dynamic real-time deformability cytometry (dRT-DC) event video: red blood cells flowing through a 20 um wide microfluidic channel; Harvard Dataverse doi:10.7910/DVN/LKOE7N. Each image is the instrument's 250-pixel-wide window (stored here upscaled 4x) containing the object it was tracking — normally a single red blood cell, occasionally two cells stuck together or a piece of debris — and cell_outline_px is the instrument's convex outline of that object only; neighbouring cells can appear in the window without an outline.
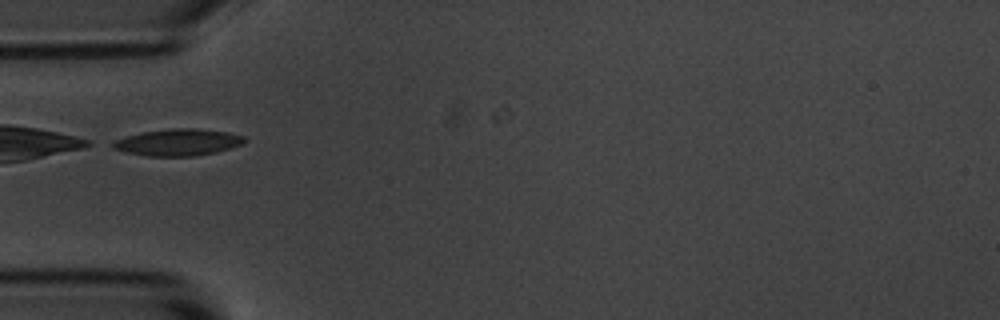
{"species": "common noctule bat (a hibernating species)", "species_latin": "Nyctalus noctula", "temperature_condition": "room temperature", "stored_images_in_passage": 7, "camera_frame_rate_fps": 3000, "um_per_image_px": 0.085, "animal": {"sex": "male", "body_mass_g": 20.1, "forearm_length_mm": 53.5}, "frame": {"image": 1, "passage_image": 1, "time_ms": 0.0, "image_size_px": [1000, 320], "cell_outline_px": [[248, 140], [232, 148], [216, 152], [196, 156], [148, 156], [128, 152], [112, 148], [108, 144], [116, 140], [128, 136], [144, 132], [172, 128], [196, 128], [228, 132], [244, 136]], "centroid_in_image_um": [15.16, 12.1], "position_along_channel_um": 69.8, "area_um2": 20.46}}